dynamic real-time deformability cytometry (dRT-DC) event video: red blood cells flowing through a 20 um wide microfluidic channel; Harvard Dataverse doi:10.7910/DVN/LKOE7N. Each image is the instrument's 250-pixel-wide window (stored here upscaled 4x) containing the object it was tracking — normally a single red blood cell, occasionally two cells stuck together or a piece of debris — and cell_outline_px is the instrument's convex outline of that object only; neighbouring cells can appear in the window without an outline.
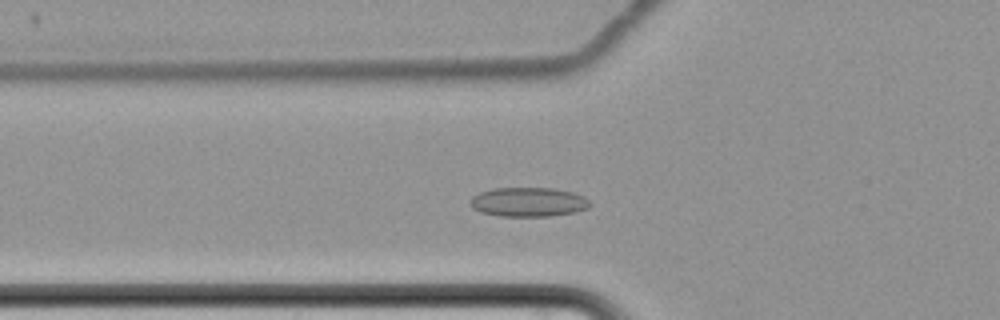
{"species": "common noctule bat (a hibernating species)", "species_latin": "Nyctalus noctula", "temperature_condition": "cold", "stored_images_in_passage": 54, "camera_frame_rate_fps": 3000, "um_per_image_px": 0.085, "animal": {"sex": "female", "body_mass_g": 22.7, "forearm_length_mm": 54.2}, "frame": {"image": 1, "passage_image": 15, "time_ms": 4.667, "image_size_px": [1000, 320], "cell_outline_px": [[592, 204], [588, 208], [576, 212], [552, 216], [500, 216], [480, 212], [472, 208], [468, 204], [468, 200], [472, 196], [480, 192], [492, 188], [556, 188], [572, 192], [584, 196]], "centroid_in_image_um": [44.89, 17.17], "position_along_channel_um": 80.9, "area_um2": 20.75}}
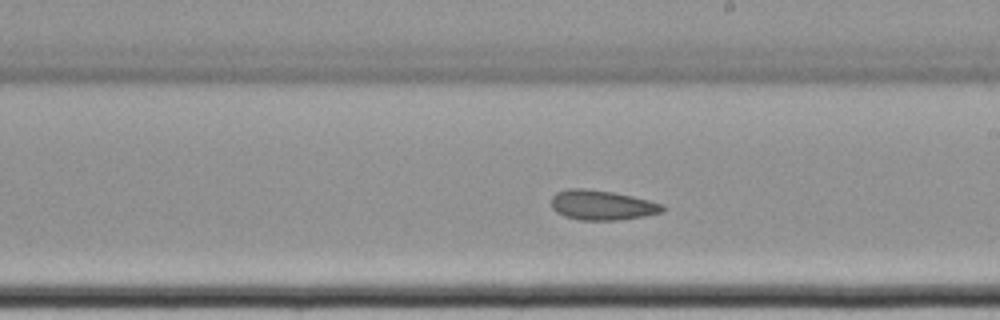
{"frame": {"image": 2, "passage_image": 29, "time_ms": 9.333, "image_size_px": [1000, 320], "cell_outline_px": [[664, 212], [644, 216], [616, 220], [580, 220], [564, 216], [556, 212], [552, 208], [552, 196], [556, 192], [568, 188], [584, 188], [612, 192], [632, 196], [664, 204]], "centroid_in_image_um": [51.16, 17.43], "position_along_channel_um": 237.8, "area_um2": 19.36}}
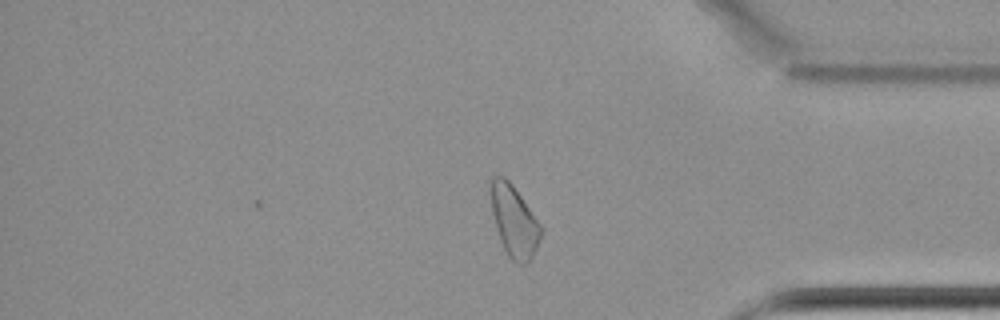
{"frame": {"image": 3, "passage_image": 44, "time_ms": 14.333, "image_size_px": [1000, 320], "cell_outline_px": [[544, 228], [540, 240], [532, 256], [524, 264], [516, 264], [508, 256], [500, 240], [496, 228], [492, 212], [488, 180], [492, 176], [504, 176], [512, 184]], "centroid_in_image_um": [43.68, 18.76], "position_along_channel_um": 391.5, "area_um2": 21.1}, "authors_computed_cell_mechanics": {"area_um2": 20.7791, "velocity_mm_per_s": 3.3896, "shape_relaxation_time_tau1_ms": null, "shape_relaxation_time_tau2_ms": 6.0219, "deformation_change_tau1": null, "deformation_change_tau2": 0.11}}